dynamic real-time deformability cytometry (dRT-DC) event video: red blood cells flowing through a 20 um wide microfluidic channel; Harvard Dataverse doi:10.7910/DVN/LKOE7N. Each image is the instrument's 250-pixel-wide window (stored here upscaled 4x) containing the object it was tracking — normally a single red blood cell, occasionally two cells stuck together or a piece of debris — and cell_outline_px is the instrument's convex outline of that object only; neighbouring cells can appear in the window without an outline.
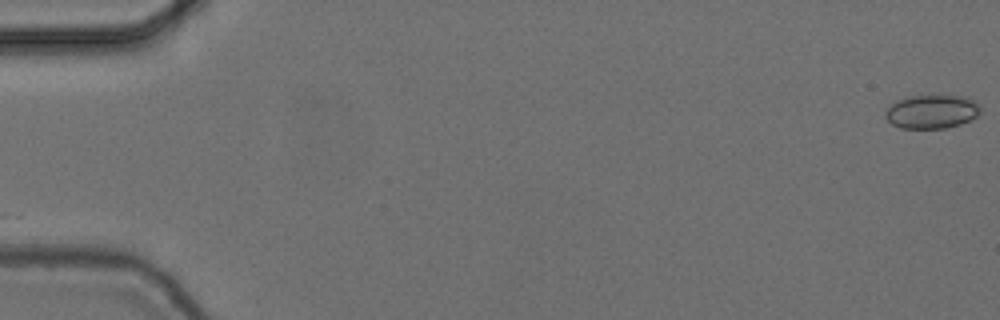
{"species": "common noctule bat (a hibernating species)", "species_latin": "Nyctalus noctula", "temperature_condition": "cold", "stored_images_in_passage": 13, "camera_frame_rate_fps": 3000, "um_per_image_px": 0.085, "animal": {"sex": "female", "body_mass_g": 24.6, "forearm_length_mm": 56.2}, "frame": {"image": 1, "passage_image": 1, "time_ms": 0.0, "image_size_px": [1000, 320], "cell_outline_px": [[980, 112], [976, 116], [960, 124], [944, 128], [900, 128], [892, 124], [884, 116], [884, 112], [896, 100], [912, 96], [968, 96], [976, 100], [980, 104]], "centroid_in_image_um": [79.21, 9.48], "position_along_channel_um": 5.8, "area_um2": 18.67}}